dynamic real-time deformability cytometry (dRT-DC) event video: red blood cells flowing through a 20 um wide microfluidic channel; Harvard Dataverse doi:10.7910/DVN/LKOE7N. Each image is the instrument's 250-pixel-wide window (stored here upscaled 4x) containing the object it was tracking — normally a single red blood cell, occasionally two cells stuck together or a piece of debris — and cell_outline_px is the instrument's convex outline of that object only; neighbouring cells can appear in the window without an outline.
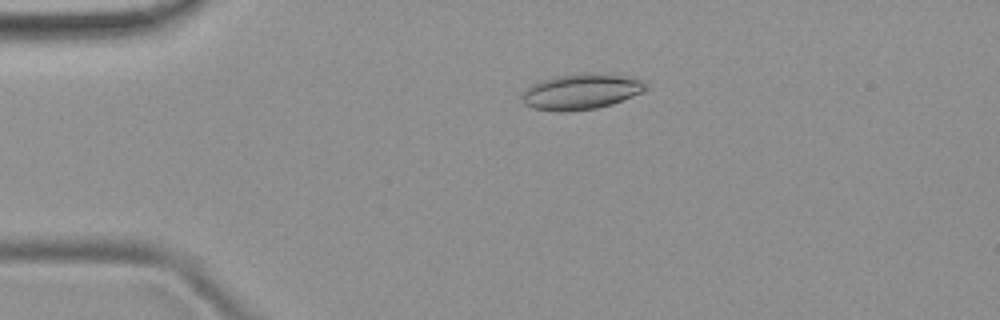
{"species": "common noctule bat (a hibernating species)", "species_latin": "Nyctalus noctula", "temperature_condition": "room temperature", "stored_images_in_passage": 51, "camera_frame_rate_fps": 3000, "um_per_image_px": 0.085, "animal": {"sex": "female", "body_mass_g": 19.9}, "frame": {"image": 1, "passage_image": 11, "time_ms": 3.333, "image_size_px": [1000, 320], "cell_outline_px": [[648, 88], [644, 92], [612, 104], [596, 108], [568, 112], [560, 112], [532, 108], [524, 104], [520, 96], [532, 84], [540, 80], [556, 76], [588, 72], [612, 72], [632, 76], [640, 80]], "centroid_in_image_um": [49.43, 7.76], "position_along_channel_um": 35.6, "area_um2": 26.3}}
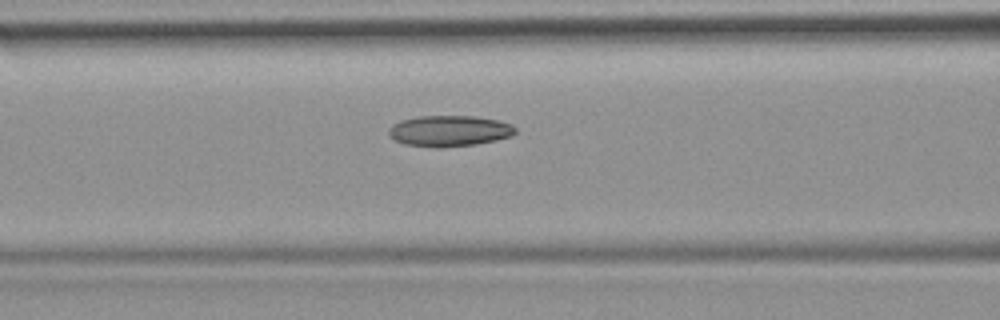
{"frame": {"image": 2, "passage_image": 21, "time_ms": 6.667, "image_size_px": [1000, 320], "cell_outline_px": [[516, 132], [512, 136], [496, 140], [476, 144], [436, 148], [404, 144], [388, 136], [388, 128], [392, 124], [400, 120], [416, 116], [476, 116], [496, 120], [512, 124], [516, 128]], "centroid_in_image_um": [38.16, 11.12], "position_along_channel_um": 128.4, "area_um2": 23.06}}
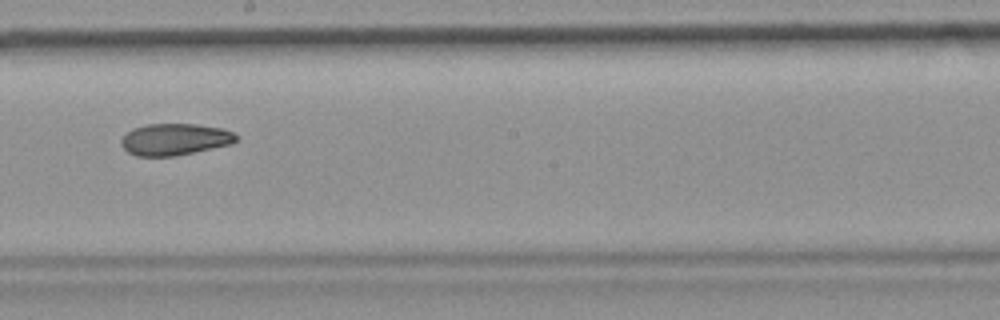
{"frame": {"image": 3, "passage_image": 29, "time_ms": 9.333, "image_size_px": [1000, 320], "cell_outline_px": [[240, 136], [236, 140], [228, 144], [176, 156], [136, 156], [128, 152], [120, 144], [120, 140], [132, 128], [148, 124], [196, 124], [224, 128]], "centroid_in_image_um": [14.84, 11.84], "position_along_channel_um": 233.4, "area_um2": 21.15}, "authors_computed_cell_mechanics": {"area_um2": 22.4842, "velocity_mm_per_s": 3.9473, "shape_relaxation_time_tau1_ms": null, "shape_relaxation_time_tau2_ms": 6.5317, "deformation_change_tau1": null, "deformation_change_tau2": 0.127}}